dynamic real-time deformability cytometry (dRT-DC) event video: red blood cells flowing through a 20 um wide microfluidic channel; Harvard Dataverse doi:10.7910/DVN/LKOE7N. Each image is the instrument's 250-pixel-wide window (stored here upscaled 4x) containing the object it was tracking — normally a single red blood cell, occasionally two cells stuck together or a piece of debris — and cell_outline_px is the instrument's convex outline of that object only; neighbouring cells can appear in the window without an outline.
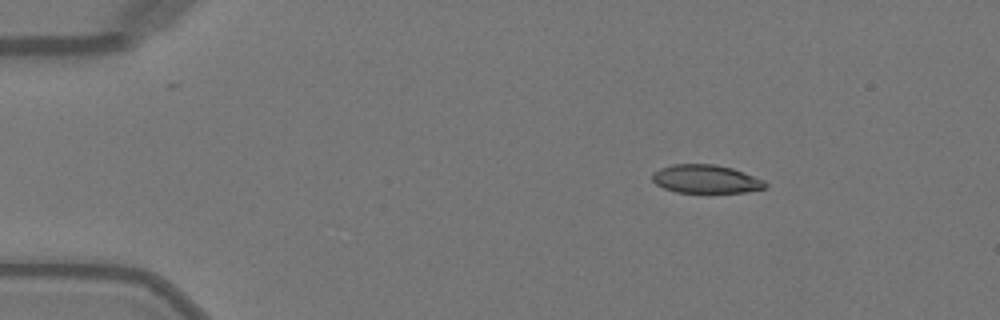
{"species": "Egyptian fruit bat (a non-hibernating species)", "species_latin": "Rousettus aegyptiacus", "temperature_condition": "warm", "stored_images_in_passage": 43, "camera_frame_rate_fps": 3000, "um_per_image_px": 0.085, "animal": {"sex": "female"}, "frame": {"image": 1, "passage_image": 1, "time_ms": 0.0, "image_size_px": [1000, 320], "cell_outline_px": [[768, 188], [744, 192], [676, 192], [664, 188], [656, 184], [652, 180], [652, 172], [660, 168], [672, 164], [712, 164], [732, 168], [764, 180], [768, 184]], "centroid_in_image_um": [59.99, 15.22], "position_along_channel_um": 25.0, "area_um2": 18.67}}
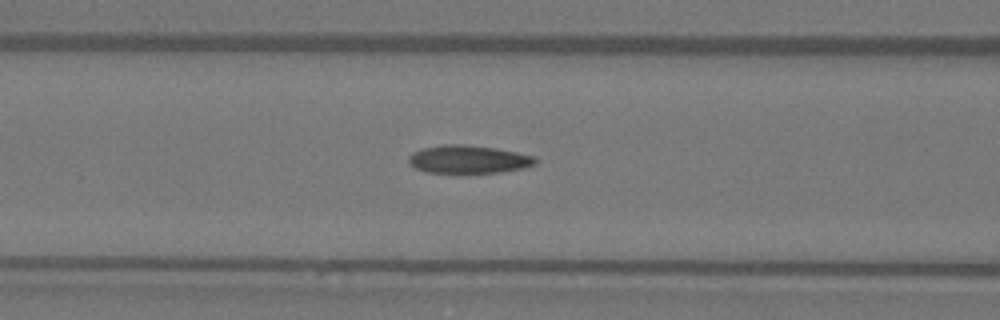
{"frame": {"image": 2, "passage_image": 14, "time_ms": 4.333, "image_size_px": [1000, 320], "cell_outline_px": [[536, 164], [520, 168], [500, 172], [428, 172], [416, 168], [408, 164], [408, 156], [412, 152], [424, 148], [444, 144], [460, 144], [496, 148], [536, 156]], "centroid_in_image_um": [39.79, 13.53], "position_along_channel_um": 126.8, "area_um2": 20.46}}
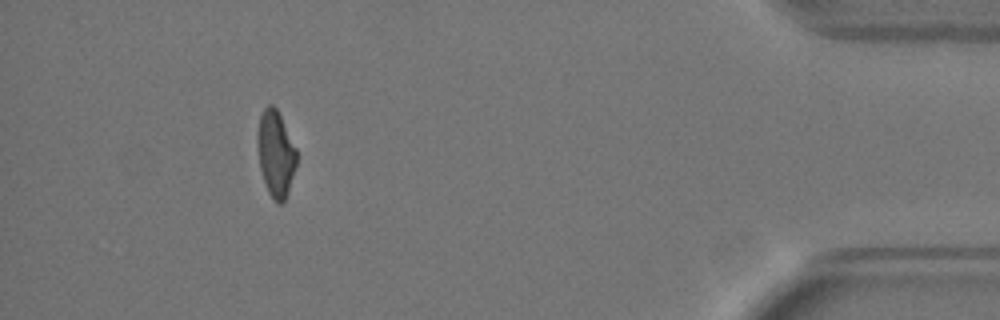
{"frame": {"image": 3, "passage_image": 39, "time_ms": 12.667, "image_size_px": [1000, 320], "cell_outline_px": [[296, 164], [288, 192], [284, 200], [280, 204], [276, 204], [268, 192], [260, 168], [256, 144], [256, 136], [260, 116], [264, 108], [268, 104], [272, 104], [276, 108], [296, 148]], "centroid_in_image_um": [23.41, 13.06], "position_along_channel_um": 411.8, "area_um2": 19.54}, "authors_computed_cell_mechanics": {"area_um2": 20.4612, "velocity_mm_per_s": 4.0982, "shape_relaxation_time_tau1_ms": 6.4072, "shape_relaxation_time_tau2_ms": 2.3701, "deformation_change_tau1": 0.1966, "deformation_change_tau2": 0.0962}}